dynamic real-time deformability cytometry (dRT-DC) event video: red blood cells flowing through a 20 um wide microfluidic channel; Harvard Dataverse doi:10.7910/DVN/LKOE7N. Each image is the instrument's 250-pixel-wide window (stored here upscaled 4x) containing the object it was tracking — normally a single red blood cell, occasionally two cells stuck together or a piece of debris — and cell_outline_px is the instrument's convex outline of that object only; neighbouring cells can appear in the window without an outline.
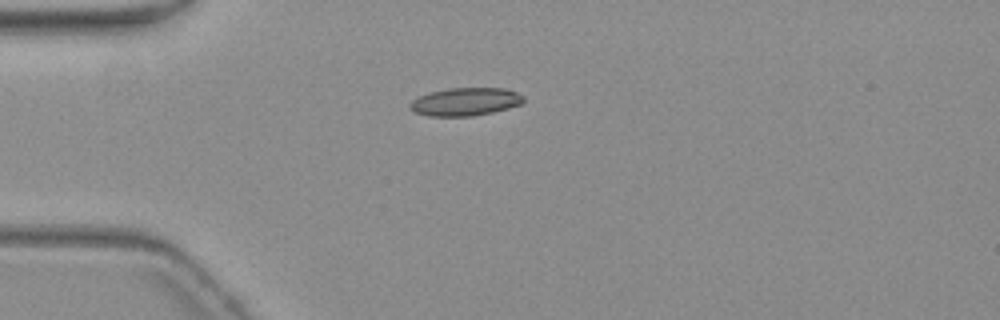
{"species": "common noctule bat (a hibernating species)", "species_latin": "Nyctalus noctula", "temperature_condition": "warm", "stored_images_in_passage": 4, "camera_frame_rate_fps": 3000, "um_per_image_px": 0.085, "animal": {"sex": "female", "body_mass_g": 19.3, "forearm_length_mm": 54.1}, "frame": {"image": 1, "passage_image": 4, "time_ms": 4.0, "image_size_px": [1000, 320], "cell_outline_px": [[524, 100], [520, 104], [508, 108], [492, 112], [472, 116], [428, 116], [416, 112], [408, 108], [408, 104], [412, 100], [428, 92], [448, 88], [504, 88], [516, 92], [524, 96]], "centroid_in_image_um": [39.52, 8.64], "position_along_channel_um": 45.5, "area_um2": 18.55}}